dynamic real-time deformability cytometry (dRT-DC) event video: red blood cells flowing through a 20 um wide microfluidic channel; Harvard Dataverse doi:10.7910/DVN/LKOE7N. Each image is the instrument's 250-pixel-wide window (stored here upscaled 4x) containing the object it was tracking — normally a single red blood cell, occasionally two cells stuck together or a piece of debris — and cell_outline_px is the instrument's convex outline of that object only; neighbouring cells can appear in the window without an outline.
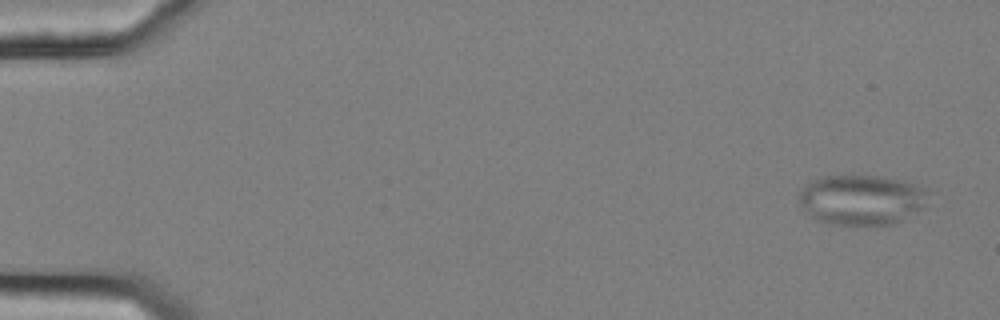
{"species": "common noctule bat (a hibernating species)", "species_latin": "Nyctalus noctula", "temperature_condition": "cold", "stored_images_in_passage": 56, "camera_frame_rate_fps": 3000, "um_per_image_px": 0.085, "animal": {"sex": "female", "body_mass_g": 25.1}, "frame": {"image": 1, "passage_image": 3, "time_ms": 0.667, "image_size_px": [1000, 320], "cell_outline_px": [[928, 192], [920, 208], [900, 220], [892, 224], [832, 224], [816, 220], [800, 204], [800, 192], [812, 180], [820, 176], [880, 176], [900, 180], [916, 184], [928, 188]], "centroid_in_image_um": [73.21, 16.96], "position_along_channel_um": 11.8, "area_um2": 36.99}}
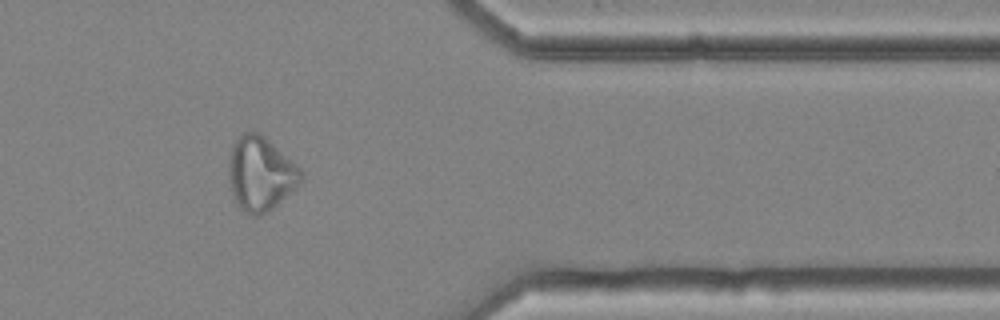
{"frame": {"image": 2, "passage_image": 47, "time_ms": 15.333, "image_size_px": [1000, 320], "cell_outline_px": [[304, 176], [268, 212], [260, 216], [252, 216], [244, 212], [236, 204], [232, 192], [228, 172], [228, 160], [232, 144], [244, 132], [260, 132], [300, 168]], "centroid_in_image_um": [22.09, 14.76], "position_along_channel_um": 389.3, "area_um2": 30.75}}
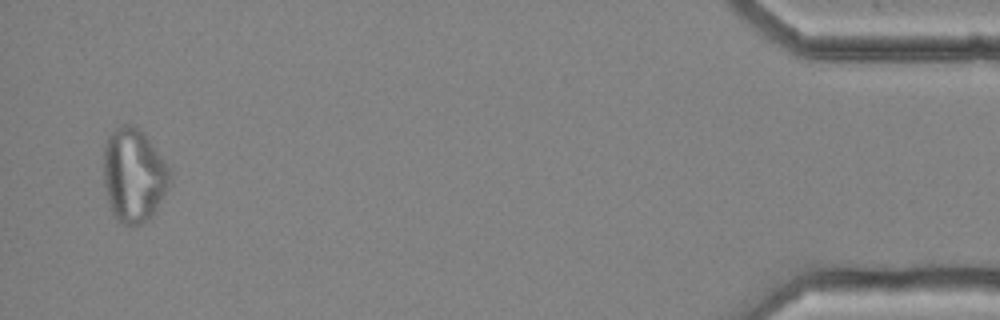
{"frame": {"image": 3, "passage_image": 55, "time_ms": 18.0, "image_size_px": [1000, 320], "cell_outline_px": [[172, 180], [156, 212], [148, 220], [140, 224], [124, 224], [116, 220], [112, 212], [108, 200], [104, 184], [104, 148], [108, 136], [116, 128], [124, 124], [136, 124], [144, 132], [172, 172]], "centroid_in_image_um": [11.39, 14.89], "position_along_channel_um": 423.8, "area_um2": 36.53}}